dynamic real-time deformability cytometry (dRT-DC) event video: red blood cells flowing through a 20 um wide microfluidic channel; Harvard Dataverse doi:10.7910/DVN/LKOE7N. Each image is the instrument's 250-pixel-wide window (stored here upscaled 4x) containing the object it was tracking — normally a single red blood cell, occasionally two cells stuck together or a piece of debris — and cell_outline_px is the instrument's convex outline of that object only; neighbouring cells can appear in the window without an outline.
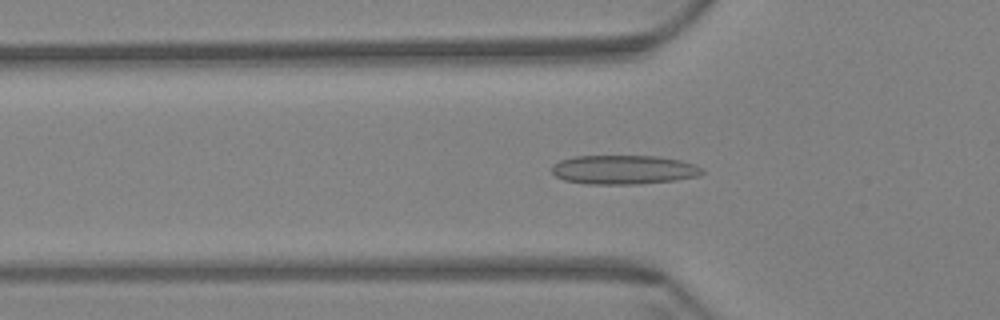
{"species": "Egyptian fruit bat (a non-hibernating species)", "species_latin": "Rousettus aegyptiacus", "temperature_condition": "warm", "stored_images_in_passage": 60, "camera_frame_rate_fps": 3000, "um_per_image_px": 0.085, "animal": {"sex": "female"}, "frame": {"image": 1, "passage_image": 20, "time_ms": 6.333, "image_size_px": [1000, 320], "cell_outline_px": [[704, 172], [700, 176], [676, 180], [636, 184], [588, 184], [564, 180], [556, 176], [552, 172], [552, 164], [560, 160], [572, 156], [656, 156], [680, 160], [692, 164], [700, 168]], "centroid_in_image_um": [52.98, 14.42], "position_along_channel_um": 72.8, "area_um2": 25.49}}
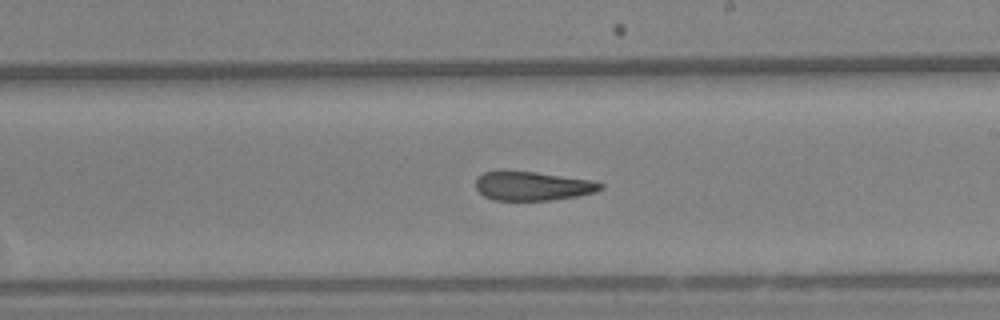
{"frame": {"image": 2, "passage_image": 35, "time_ms": 11.333, "image_size_px": [1000, 320], "cell_outline_px": [[604, 188], [596, 192], [576, 196], [548, 200], [492, 200], [484, 196], [476, 188], [476, 180], [484, 172], [536, 172], [592, 180], [604, 184]], "centroid_in_image_um": [45.32, 15.82], "position_along_channel_um": 243.7, "area_um2": 20.75}}
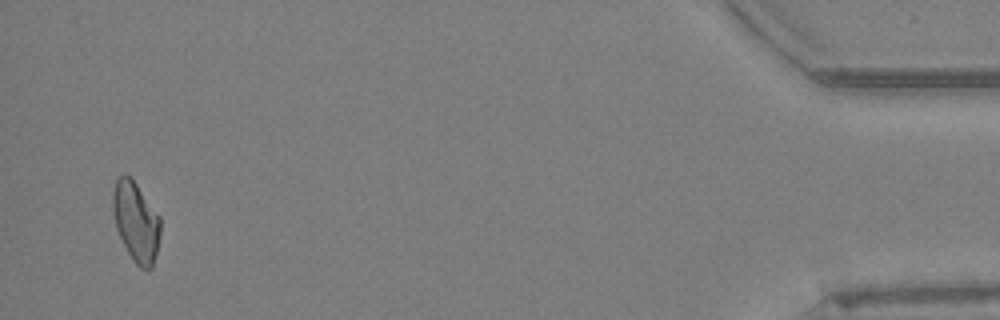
{"frame": {"image": 3, "passage_image": 58, "time_ms": 19.0, "image_size_px": [1000, 320], "cell_outline_px": [[160, 236], [152, 268], [140, 268], [132, 260], [116, 228], [112, 208], [112, 192], [116, 180], [120, 176], [128, 176], [136, 184], [160, 216]], "centroid_in_image_um": [11.55, 18.86], "position_along_channel_um": 423.6, "area_um2": 21.79}, "authors_computed_cell_mechanics": {"area_um2": 22.3686, "velocity_mm_per_s": 3.4317, "shape_relaxation_time_tau1_ms": null, "shape_relaxation_time_tau2_ms": 5.0782, "deformation_change_tau1": null, "deformation_change_tau2": 0.1306}}